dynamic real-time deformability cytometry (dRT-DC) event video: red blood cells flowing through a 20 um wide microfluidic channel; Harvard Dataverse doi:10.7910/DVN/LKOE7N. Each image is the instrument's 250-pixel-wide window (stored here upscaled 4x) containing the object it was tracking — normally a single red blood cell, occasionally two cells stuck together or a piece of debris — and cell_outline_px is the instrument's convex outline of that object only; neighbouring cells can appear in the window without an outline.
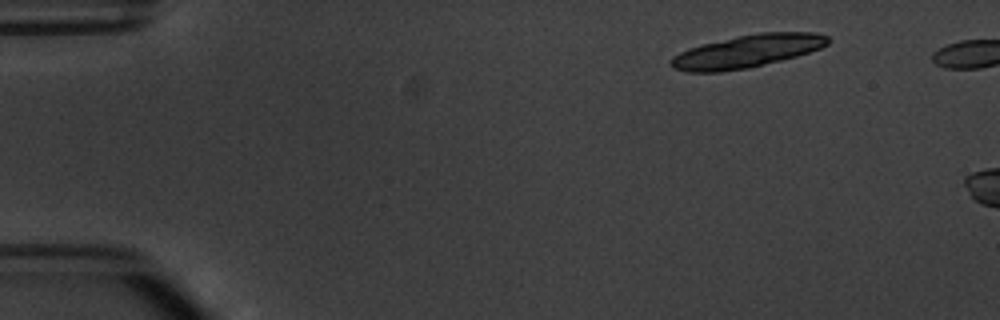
{"species": "common noctule bat (a hibernating species)", "species_latin": "Nyctalus noctula", "temperature_condition": "warm", "stored_images_in_passage": 3, "camera_frame_rate_fps": 3000, "um_per_image_px": 0.085, "animal": {"sex": "male", "body_mass_g": 20.1, "forearm_length_mm": 53.5}, "frame": {"image": 1, "passage_image": 2, "time_ms": 1.0, "image_size_px": [1000, 320], "cell_outline_px": [[832, 40], [828, 44], [820, 48], [796, 56], [748, 68], [720, 72], [688, 72], [672, 68], [668, 64], [668, 60], [672, 56], [688, 48], [700, 44], [760, 32], [812, 32], [828, 36]], "centroid_in_image_um": [63.46, 4.36], "position_along_channel_um": 21.5, "area_um2": 30.0}}